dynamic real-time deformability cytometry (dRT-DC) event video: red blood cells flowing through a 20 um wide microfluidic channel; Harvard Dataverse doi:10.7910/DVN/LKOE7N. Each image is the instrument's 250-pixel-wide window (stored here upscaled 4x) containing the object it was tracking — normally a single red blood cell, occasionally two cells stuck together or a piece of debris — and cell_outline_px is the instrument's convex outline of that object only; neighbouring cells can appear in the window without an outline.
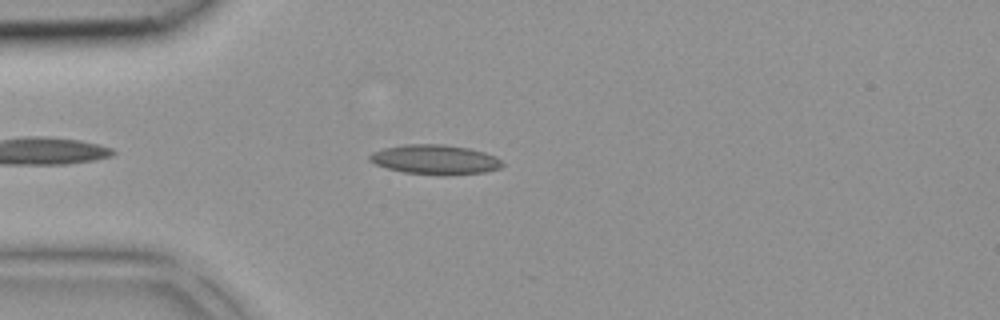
{"species": "common noctule bat (a hibernating species)", "species_latin": "Nyctalus noctula", "temperature_condition": "room temperature", "stored_images_in_passage": 32, "camera_frame_rate_fps": 3000, "um_per_image_px": 0.085, "animal": {"sex": "female", "body_mass_g": 18.4}, "frame": {"image": 1, "passage_image": 4, "time_ms": 1.0, "image_size_px": [1000, 320], "cell_outline_px": [[504, 164], [500, 168], [484, 172], [448, 176], [444, 176], [404, 172], [388, 168], [376, 164], [368, 160], [368, 156], [372, 152], [384, 148], [404, 144], [444, 144], [468, 148], [484, 152], [496, 156]], "centroid_in_image_um": [36.99, 13.57], "position_along_channel_um": 48.0, "area_um2": 23.06}}
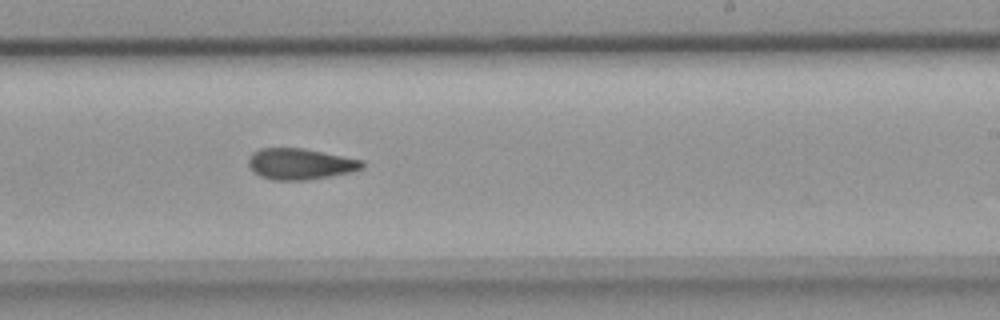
{"frame": {"image": 2, "passage_image": 18, "time_ms": 5.667, "image_size_px": [1000, 320], "cell_outline_px": [[364, 168], [352, 172], [304, 180], [272, 180], [260, 176], [248, 164], [248, 160], [252, 152], [260, 148], [304, 148], [364, 160]], "centroid_in_image_um": [25.54, 13.92], "position_along_channel_um": 263.5, "area_um2": 20.58}}
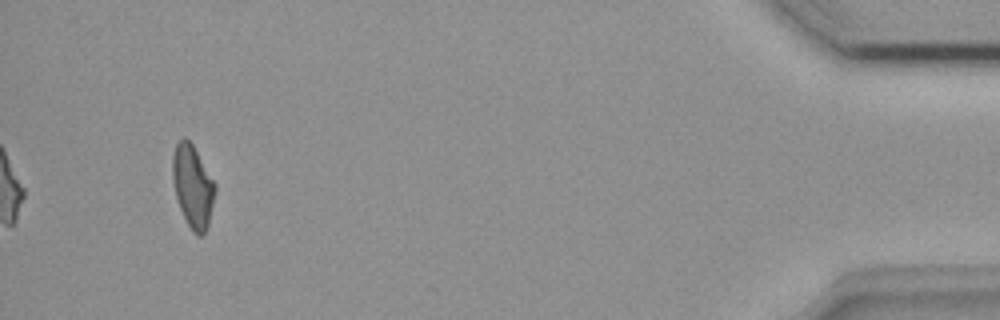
{"frame": {"image": 3, "passage_image": 32, "time_ms": 10.333, "image_size_px": [1000, 320], "cell_outline_px": [[216, 188], [208, 224], [204, 232], [200, 236], [192, 232], [176, 200], [172, 176], [172, 156], [176, 144], [184, 136], [192, 144], [216, 184]], "centroid_in_image_um": [16.37, 15.82], "position_along_channel_um": 418.8, "area_um2": 20.23}}